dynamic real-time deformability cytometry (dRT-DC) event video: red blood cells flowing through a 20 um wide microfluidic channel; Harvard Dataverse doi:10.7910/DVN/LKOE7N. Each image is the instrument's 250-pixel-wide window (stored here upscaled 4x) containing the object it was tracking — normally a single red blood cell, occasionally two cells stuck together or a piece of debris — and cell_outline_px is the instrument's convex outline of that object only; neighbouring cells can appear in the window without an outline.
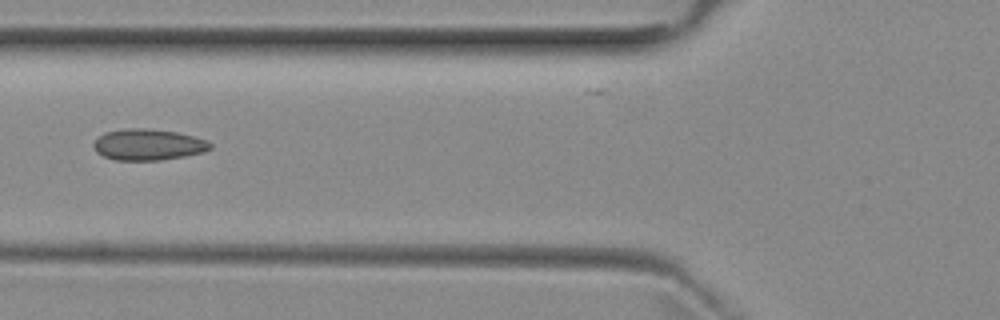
{"species": "common noctule bat (a hibernating species)", "species_latin": "Nyctalus noctula", "temperature_condition": "room temperature", "stored_images_in_passage": 5, "camera_frame_rate_fps": 3000, "um_per_image_px": 0.085, "animal": {"sex": "female", "body_mass_g": 29.2, "forearm_length_mm": 56.3}, "frame": {"image": 1, "passage_image": 5, "time_ms": 5.0, "image_size_px": [1000, 320], "cell_outline_px": [[212, 148], [204, 152], [184, 156], [160, 160], [116, 160], [104, 156], [96, 152], [92, 144], [104, 132], [124, 128], [148, 128], [176, 132], [208, 140], [212, 144]], "centroid_in_image_um": [12.6, 12.29], "position_along_channel_um": 113.2, "area_um2": 21.27}}